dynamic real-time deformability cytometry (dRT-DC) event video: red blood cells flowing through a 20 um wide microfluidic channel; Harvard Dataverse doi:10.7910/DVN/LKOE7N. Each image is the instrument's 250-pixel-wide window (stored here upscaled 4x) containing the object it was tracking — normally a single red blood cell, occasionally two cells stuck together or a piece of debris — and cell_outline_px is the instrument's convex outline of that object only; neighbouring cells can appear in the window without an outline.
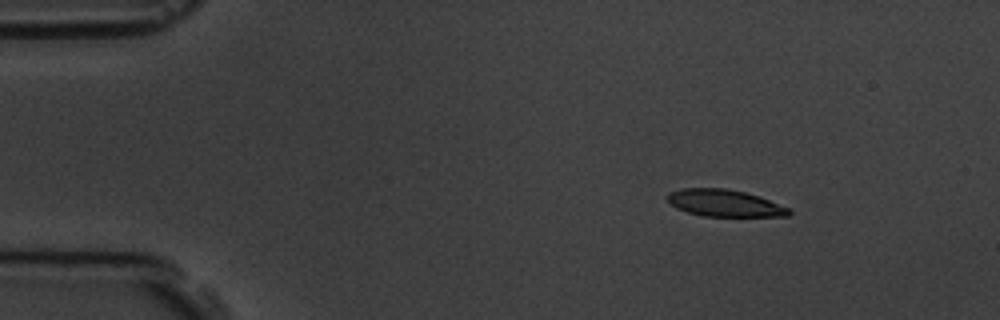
{"species": "common noctule bat (a hibernating species)", "species_latin": "Nyctalus noctula", "temperature_condition": "room temperature", "stored_images_in_passage": 6, "camera_frame_rate_fps": 3000, "um_per_image_px": 0.085, "animal": {"sex": "male", "body_mass_g": 19.5, "forearm_length_mm": 54.6}, "frame": {"image": 1, "passage_image": 1, "time_ms": 0.0, "image_size_px": [1000, 320], "cell_outline_px": [[792, 212], [788, 216], [704, 216], [688, 212], [676, 208], [668, 200], [668, 192], [680, 188], [728, 188], [760, 196], [792, 208]], "centroid_in_image_um": [61.64, 17.25], "position_along_channel_um": 23.4, "area_um2": 19.25}}
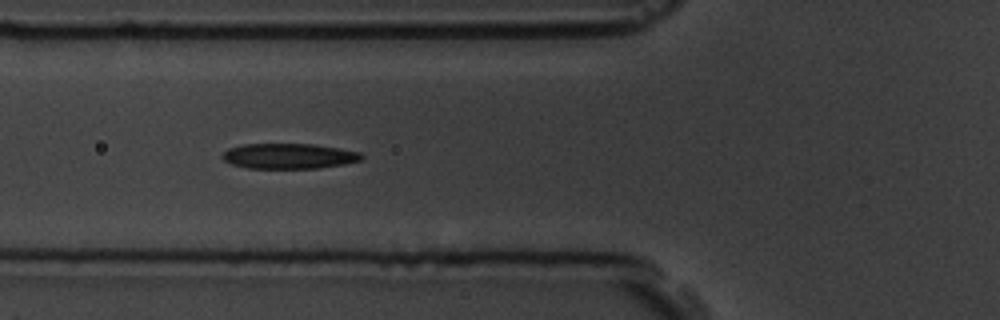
{"frame": {"image": 2, "passage_image": 5, "time_ms": 4.333, "image_size_px": [1000, 320], "cell_outline_px": [[364, 156], [360, 160], [344, 164], [320, 168], [248, 168], [232, 164], [224, 160], [220, 156], [228, 148], [244, 144], [312, 144], [340, 148], [360, 152]], "centroid_in_image_um": [24.55, 13.26], "position_along_channel_um": 101.2, "area_um2": 20.52}}
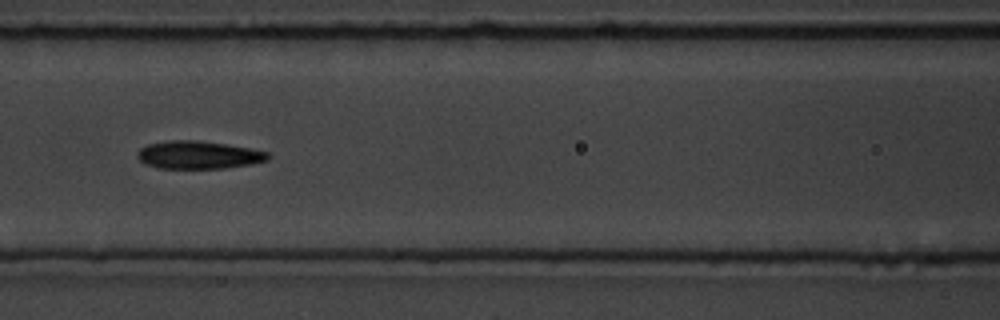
{"frame": {"image": 3, "passage_image": 6, "time_ms": 5.667, "image_size_px": [1000, 320], "cell_outline_px": [[268, 160], [248, 164], [224, 168], [160, 168], [144, 164], [136, 156], [136, 152], [140, 148], [148, 144], [168, 140], [196, 140], [224, 144], [248, 148], [268, 152]], "centroid_in_image_um": [16.79, 13.16], "position_along_channel_um": 149.8, "area_um2": 20.98}}